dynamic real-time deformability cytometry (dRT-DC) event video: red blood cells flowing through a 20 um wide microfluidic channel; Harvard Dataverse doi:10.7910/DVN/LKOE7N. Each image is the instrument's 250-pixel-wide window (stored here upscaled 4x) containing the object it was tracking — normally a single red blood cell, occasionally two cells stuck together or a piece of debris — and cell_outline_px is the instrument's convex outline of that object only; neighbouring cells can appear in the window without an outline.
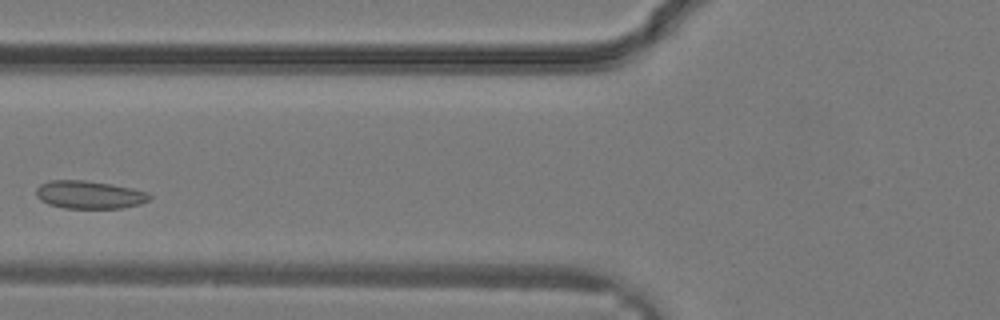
{"species": "common noctule bat (a hibernating species)", "species_latin": "Nyctalus noctula", "temperature_condition": "warm", "stored_images_in_passage": 26, "camera_frame_rate_fps": 3000, "um_per_image_px": 0.085, "animal": {"sex": "male", "body_mass_g": 19.2, "forearm_length_mm": 51.8}, "frame": {"image": 1, "passage_image": 6, "time_ms": 1.667, "image_size_px": [1000, 320], "cell_outline_px": [[152, 196], [148, 200], [140, 204], [124, 208], [64, 208], [48, 204], [40, 200], [36, 196], [36, 188], [40, 184], [52, 180], [84, 180], [132, 188], [148, 192]], "centroid_in_image_um": [7.58, 16.56], "position_along_channel_um": 118.2, "area_um2": 18.44}}
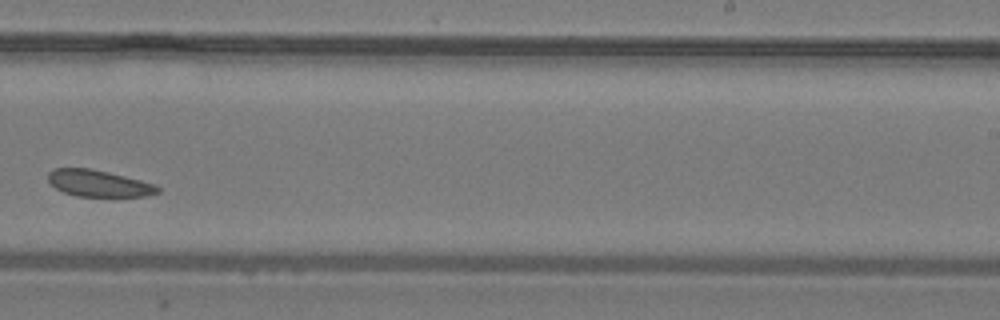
{"frame": {"image": 2, "passage_image": 14, "time_ms": 4.333, "image_size_px": [1000, 320], "cell_outline_px": [[160, 192], [144, 196], [76, 196], [64, 192], [56, 188], [48, 180], [48, 172], [52, 168], [92, 168], [156, 184], [160, 188]], "centroid_in_image_um": [8.38, 15.58], "position_along_channel_um": 280.6, "area_um2": 16.94}}
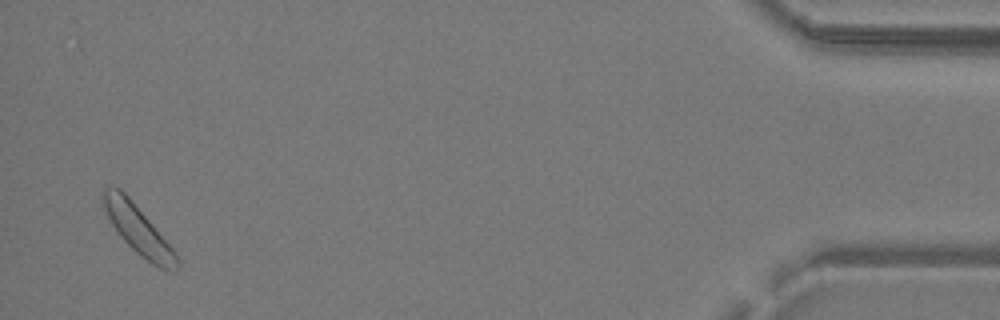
{"frame": {"image": 3, "passage_image": 25, "time_ms": 8.0, "image_size_px": [1000, 320], "cell_outline_px": [[180, 264], [176, 272], [160, 268], [152, 264], [140, 256], [120, 236], [112, 224], [104, 208], [100, 196], [104, 188], [120, 188], [128, 196], [176, 252], [180, 260]], "centroid_in_image_um": [11.76, 19.56], "position_along_channel_um": 423.4, "area_um2": 20.58}}